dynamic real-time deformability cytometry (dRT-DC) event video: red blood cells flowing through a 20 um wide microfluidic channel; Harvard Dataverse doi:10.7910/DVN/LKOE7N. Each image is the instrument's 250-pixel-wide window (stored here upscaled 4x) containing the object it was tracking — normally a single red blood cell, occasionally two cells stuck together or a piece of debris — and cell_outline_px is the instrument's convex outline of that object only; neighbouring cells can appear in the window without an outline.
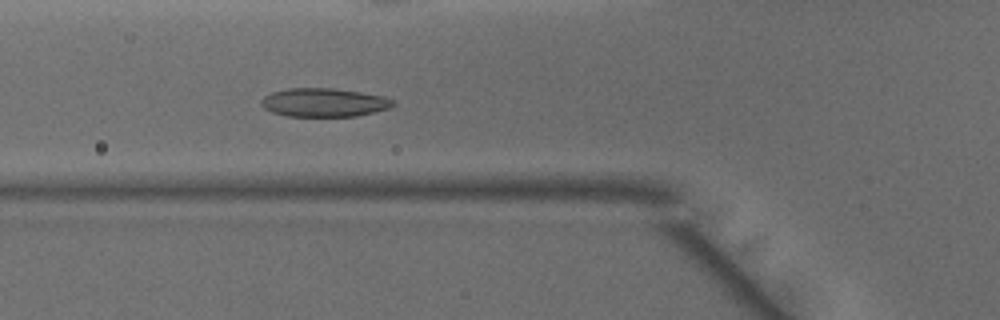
{"species": "common noctule bat (a hibernating species)", "species_latin": "Nyctalus noctula", "temperature_condition": "warm", "stored_images_in_passage": 48, "camera_frame_rate_fps": 3000, "um_per_image_px": 0.085, "animal": {"sex": "male", "body_mass_g": 15.6}, "frame": {"image": 1, "passage_image": 17, "time_ms": 5.333, "image_size_px": [1000, 320], "cell_outline_px": [[396, 104], [388, 108], [376, 112], [356, 116], [288, 116], [272, 112], [264, 108], [260, 104], [260, 100], [264, 96], [272, 92], [292, 88], [332, 88], [360, 92], [384, 96], [392, 100]], "centroid_in_image_um": [27.53, 8.71], "position_along_channel_um": 98.3, "area_um2": 21.91}}
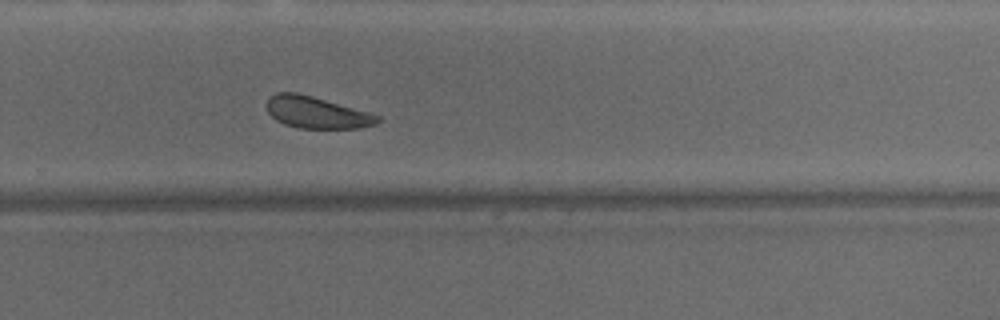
{"frame": {"image": 2, "passage_image": 32, "time_ms": 10.333, "image_size_px": [1000, 320], "cell_outline_px": [[380, 120], [376, 124], [356, 128], [300, 128], [284, 124], [276, 120], [268, 112], [268, 96], [276, 92], [296, 92], [312, 96], [372, 112], [380, 116]], "centroid_in_image_um": [26.93, 9.55], "position_along_channel_um": 302.9, "area_um2": 20.58}}
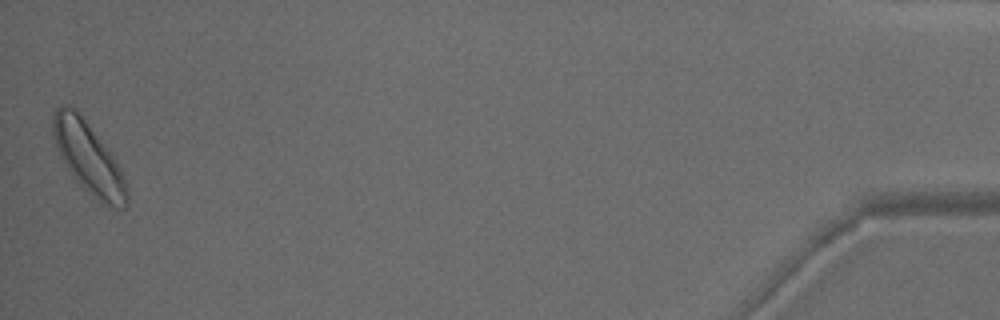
{"frame": {"image": 3, "passage_image": 48, "time_ms": 15.667, "image_size_px": [1000, 320], "cell_outline_px": [[128, 204], [124, 208], [116, 208], [100, 200], [84, 188], [72, 176], [60, 156], [52, 136], [52, 116], [56, 108], [60, 104], [68, 104], [76, 108], [108, 148], [116, 160], [120, 168], [128, 192]], "centroid_in_image_um": [7.49, 13.35], "position_along_channel_um": 427.7, "area_um2": 30.52}, "authors_computed_cell_mechanics": {"area_um2": 22.4553, "velocity_mm_per_s": 4.091, "shape_relaxation_time_tau1_ms": 2.163, "shape_relaxation_time_tau2_ms": null, "deformation_change_tau1": 0.0732, "deformation_change_tau2": null}}